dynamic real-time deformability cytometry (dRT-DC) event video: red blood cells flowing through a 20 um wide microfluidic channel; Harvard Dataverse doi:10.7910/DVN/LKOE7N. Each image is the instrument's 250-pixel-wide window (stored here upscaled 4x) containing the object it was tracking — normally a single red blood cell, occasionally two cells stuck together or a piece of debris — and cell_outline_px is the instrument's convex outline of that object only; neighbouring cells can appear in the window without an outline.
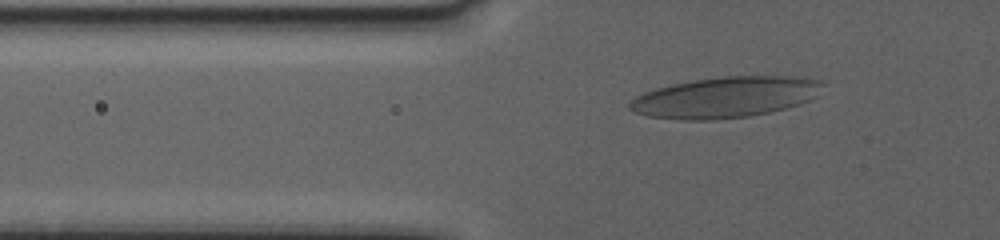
{"species": "human", "species_latin": "Homo sapiens", "temperature_condition": "warm", "stored_images_in_passage": 47, "camera_frame_rate_fps": 3000, "um_per_image_px": 0.085, "donor": {"sex": "female"}, "frame": {"image": 1, "passage_image": 5, "time_ms": 1.333, "image_size_px": [1000, 240], "cell_outline_px": [[824, 84], [820, 96], [800, 104], [772, 112], [748, 116], [716, 120], [680, 120], [648, 116], [636, 112], [628, 108], [628, 104], [636, 96], [644, 92], [656, 88], [672, 84], [696, 80], [724, 76], [804, 76], [824, 80]], "centroid_in_image_um": [61.75, 8.26], "position_along_channel_um": 64.0, "area_um2": 46.53}}
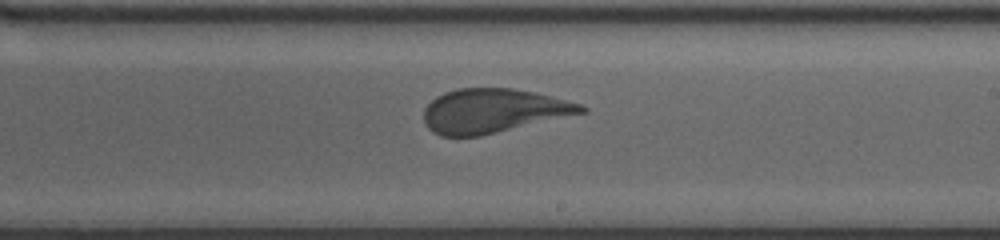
{"frame": {"image": 2, "passage_image": 24, "time_ms": 7.667, "image_size_px": [1000, 240], "cell_outline_px": [[588, 112], [480, 136], [440, 136], [432, 132], [424, 124], [424, 108], [436, 96], [444, 92], [456, 88], [512, 88], [532, 92], [580, 104], [588, 108]], "centroid_in_image_um": [41.88, 9.43], "position_along_channel_um": 247.1, "area_um2": 40.4}}
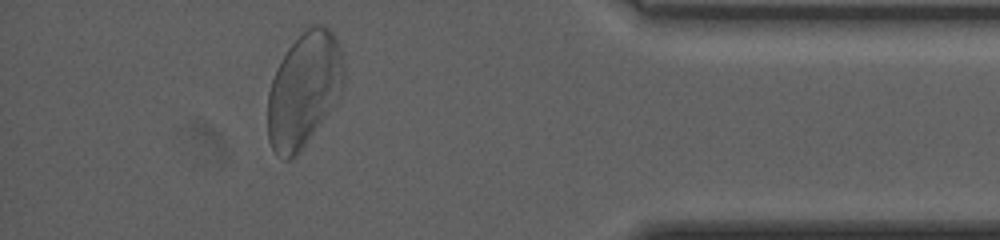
{"frame": {"image": 3, "passage_image": 42, "time_ms": 13.667, "image_size_px": [1000, 240], "cell_outline_px": [[344, 88], [340, 96], [332, 108], [300, 152], [296, 156], [288, 160], [284, 160], [276, 156], [268, 140], [268, 92], [272, 80], [280, 60], [288, 48], [312, 24], [324, 24], [336, 36], [344, 60]], "centroid_in_image_um": [25.85, 7.65], "position_along_channel_um": 409.3, "area_um2": 51.15}, "authors_computed_cell_mechanics": {"area_um2": 41.905, "velocity_mm_per_s": 3.1478, "shape_relaxation_time_tau1_ms": 5.648, "shape_relaxation_time_tau2_ms": null, "deformation_change_tau1": 0.1904, "deformation_change_tau2": null}}